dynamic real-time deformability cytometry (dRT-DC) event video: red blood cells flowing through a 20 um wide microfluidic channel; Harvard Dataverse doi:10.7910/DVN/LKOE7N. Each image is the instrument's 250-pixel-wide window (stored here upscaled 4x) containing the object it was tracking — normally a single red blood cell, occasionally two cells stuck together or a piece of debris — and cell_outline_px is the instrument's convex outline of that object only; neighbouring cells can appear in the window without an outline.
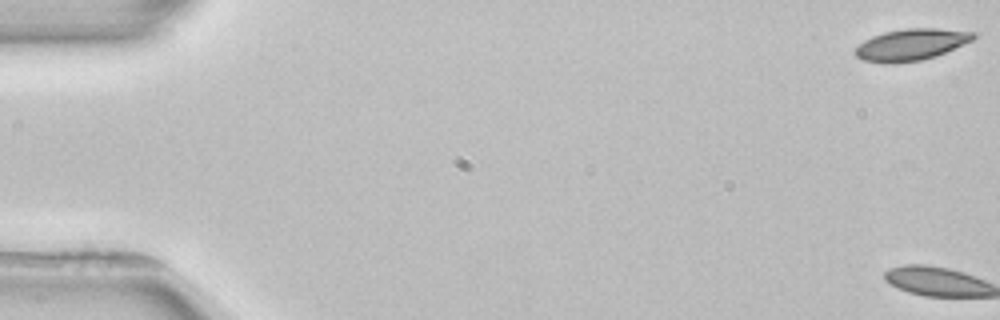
{"species": "common noctule bat (a hibernating species)", "species_latin": "Nyctalus noctula", "temperature_condition": "room temperature", "stored_images_in_passage": 3, "camera_frame_rate_fps": 3000, "um_per_image_px": 0.085, "animal": {"sex": "female", "body_mass_g": 22.7, "forearm_length_mm": 54.2}, "frame": {"image": 1, "passage_image": 1, "time_ms": 0.0, "image_size_px": [1000, 320], "cell_outline_px": [[976, 36], [972, 40], [936, 56], [920, 60], [892, 64], [884, 64], [864, 60], [856, 56], [856, 48], [864, 40], [872, 36], [884, 32], [904, 28], [936, 28], [976, 32]], "centroid_in_image_um": [77.44, 3.79], "position_along_channel_um": 7.6, "area_um2": 21.68}}